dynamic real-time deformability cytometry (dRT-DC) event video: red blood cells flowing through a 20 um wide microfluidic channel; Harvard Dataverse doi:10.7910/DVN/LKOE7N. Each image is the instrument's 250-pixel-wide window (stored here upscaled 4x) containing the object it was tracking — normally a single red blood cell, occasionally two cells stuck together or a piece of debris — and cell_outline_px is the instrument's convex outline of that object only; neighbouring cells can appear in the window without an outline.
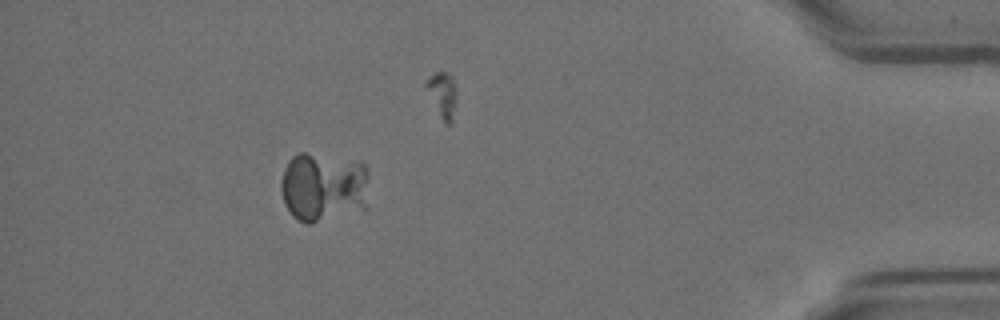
{"species": "Egyptian fruit bat (a non-hibernating species)", "species_latin": "Rousettus aegyptiacus", "temperature_condition": "room temperature", "stored_images_in_passage": 60, "segment_of_instrument_passage": [2, 2], "camera_frame_rate_fps": 3000, "um_per_image_px": 0.085, "animal": {"sex": "female"}, "frame": {"image": 1, "passage_image": 54, "time_ms": 17.667, "image_size_px": [1000, 320], "cell_outline_px": [[368, 172], [364, 208], [312, 224], [304, 224], [292, 216], [284, 204], [280, 188], [280, 180], [288, 160], [292, 156], [300, 152], [304, 152], [360, 160], [368, 168]], "centroid_in_image_um": [27.44, 15.86], "position_along_channel_um": 407.8, "area_um2": 36.18}}